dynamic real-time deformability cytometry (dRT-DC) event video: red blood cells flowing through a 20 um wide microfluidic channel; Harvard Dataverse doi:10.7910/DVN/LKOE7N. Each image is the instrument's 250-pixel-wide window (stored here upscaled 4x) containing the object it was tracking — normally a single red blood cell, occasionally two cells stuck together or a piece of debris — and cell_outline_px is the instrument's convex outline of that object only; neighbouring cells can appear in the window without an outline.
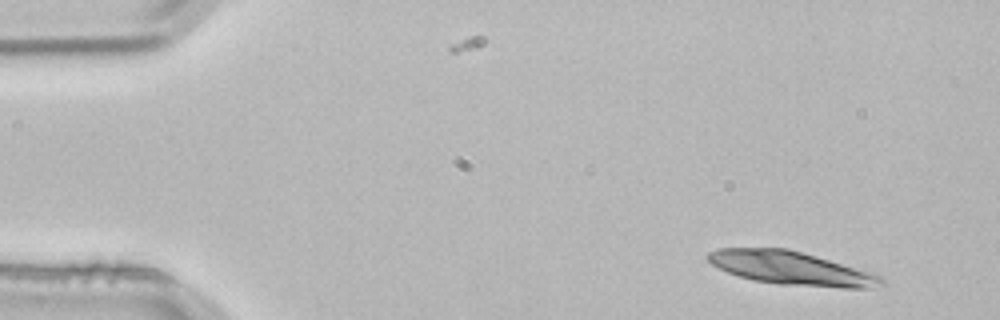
{"species": "common noctule bat (a hibernating species)", "species_latin": "Nyctalus noctula", "temperature_condition": "room temperature", "stored_images_in_passage": 3, "camera_frame_rate_fps": 3000, "um_per_image_px": 0.085, "animal": {"sex": "male", "body_mass_g": 21.5, "forearm_length_mm": 52.0}, "frame": {"image": 1, "passage_image": 1, "time_ms": 0.0, "image_size_px": [1000, 320], "cell_outline_px": [[884, 284], [868, 288], [840, 288], [780, 284], [752, 280], [728, 272], [712, 264], [704, 256], [708, 252], [716, 248], [788, 248], [872, 272], [880, 276], [884, 280]], "centroid_in_image_um": [67.24, 22.79], "position_along_channel_um": 17.8, "area_um2": 33.76}}